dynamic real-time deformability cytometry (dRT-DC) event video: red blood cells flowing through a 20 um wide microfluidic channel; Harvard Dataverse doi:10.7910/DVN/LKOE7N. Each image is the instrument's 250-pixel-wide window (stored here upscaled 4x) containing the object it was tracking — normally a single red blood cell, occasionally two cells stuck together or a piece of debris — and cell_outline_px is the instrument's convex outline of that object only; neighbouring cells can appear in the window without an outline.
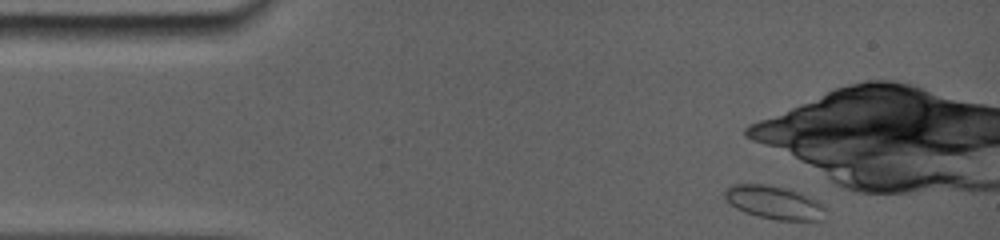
{"species": "common noctule bat (a hibernating species)", "species_latin": "Nyctalus noctula", "temperature_condition": "room temperature", "stored_images_in_passage": 40, "camera_frame_rate_fps": 5000, "um_per_image_px": 0.085, "animal": {"sex": "female", "body_mass_g": 19.0, "forearm_length_mm": 56.7}, "frame": {"image": 1, "passage_image": 1, "time_ms": 0.0, "image_size_px": [1000, 240], "cell_outline_px": [[824, 220], [776, 220], [744, 212], [736, 208], [724, 200], [724, 192], [728, 188], [736, 184], [764, 184], [812, 196], [824, 204]], "centroid_in_image_um": [65.81, 17.22], "position_along_channel_um": 19.2, "area_um2": 19.36}}
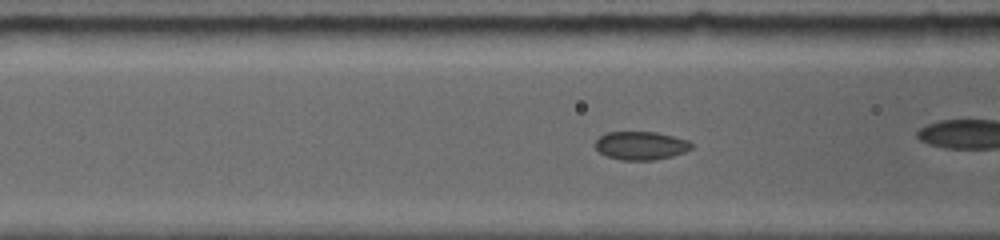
{"frame": {"image": 2, "passage_image": 11, "time_ms": 4.4, "image_size_px": [1000, 240], "cell_outline_px": [[692, 148], [684, 152], [672, 156], [652, 160], [620, 160], [608, 156], [600, 152], [596, 148], [596, 140], [600, 136], [608, 132], [656, 132], [688, 140], [692, 144]], "centroid_in_image_um": [54.48, 12.37], "position_along_channel_um": 112.1, "area_um2": 15.72}}
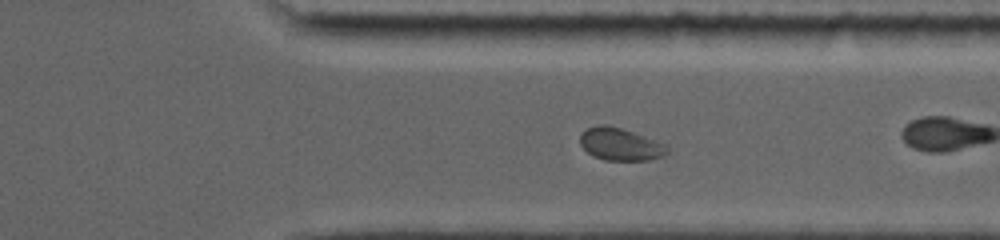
{"frame": {"image": 3, "passage_image": 29, "time_ms": 10.8, "image_size_px": [1000, 240], "cell_outline_px": [[668, 152], [664, 156], [652, 160], [604, 160], [592, 156], [580, 144], [580, 132], [596, 124], [608, 124], [668, 144]], "centroid_in_image_um": [52.73, 12.26], "position_along_channel_um": 358.7, "area_um2": 16.7}, "authors_computed_cell_mechanics": {"area_um2": 16.2129, "velocity_mm_per_s": 3.8481, "shape_relaxation_time_tau1_ms": 4.0322, "shape_relaxation_time_tau2_ms": 0.7541, "deformation_change_tau1": 0.0628, "deformation_change_tau2": 0.0446}}